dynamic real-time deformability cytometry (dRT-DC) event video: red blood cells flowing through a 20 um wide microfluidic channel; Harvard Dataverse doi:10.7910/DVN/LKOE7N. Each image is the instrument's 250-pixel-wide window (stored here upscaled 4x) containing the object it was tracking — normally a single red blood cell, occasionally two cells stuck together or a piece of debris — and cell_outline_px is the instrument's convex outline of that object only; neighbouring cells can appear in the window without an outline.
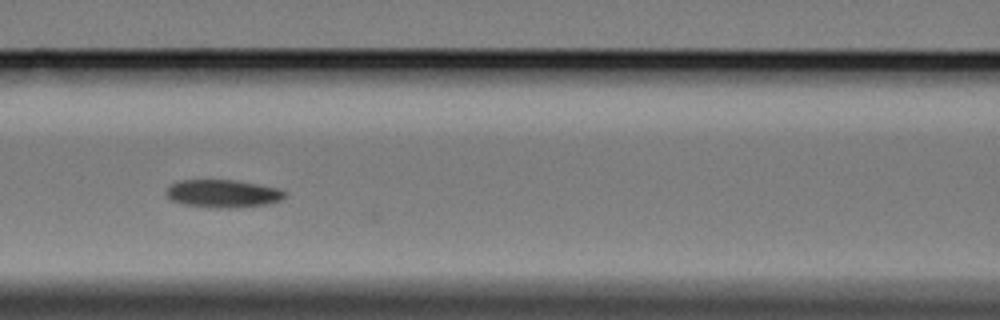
{"species": "Egyptian fruit bat (a non-hibernating species)", "species_latin": "Rousettus aegyptiacus", "temperature_condition": "cold", "stored_images_in_passage": 15, "camera_frame_rate_fps": 3000, "um_per_image_px": 0.085, "animal": {"sex": "female"}, "frame": {"image": 1, "passage_image": 7, "time_ms": 8.333, "image_size_px": [1000, 320], "cell_outline_px": [[288, 192], [280, 200], [264, 204], [236, 208], [220, 208], [184, 204], [172, 200], [164, 192], [164, 188], [168, 184], [180, 180], [236, 180], [276, 188]], "centroid_in_image_um": [18.88, 16.44], "position_along_channel_um": 147.7, "area_um2": 19.19}}
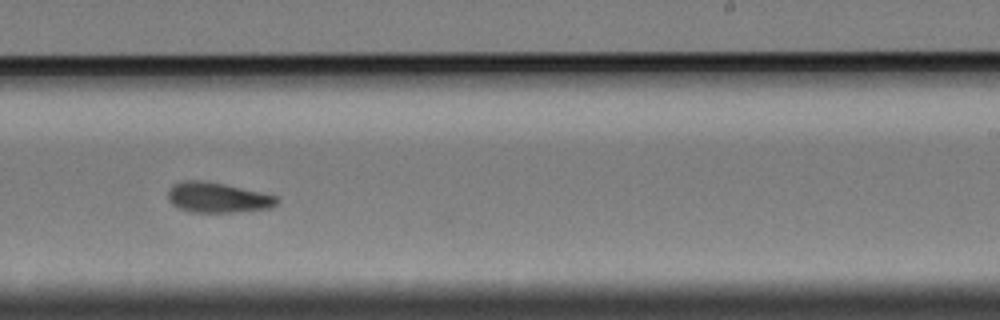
{"frame": {"image": 2, "passage_image": 10, "time_ms": 12.0, "image_size_px": [1000, 320], "cell_outline_px": [[280, 200], [272, 208], [236, 212], [188, 212], [172, 204], [168, 200], [168, 188], [172, 184], [184, 180], [200, 180], [224, 184], [280, 196]], "centroid_in_image_um": [18.51, 16.79], "position_along_channel_um": 270.5, "area_um2": 19.42}}
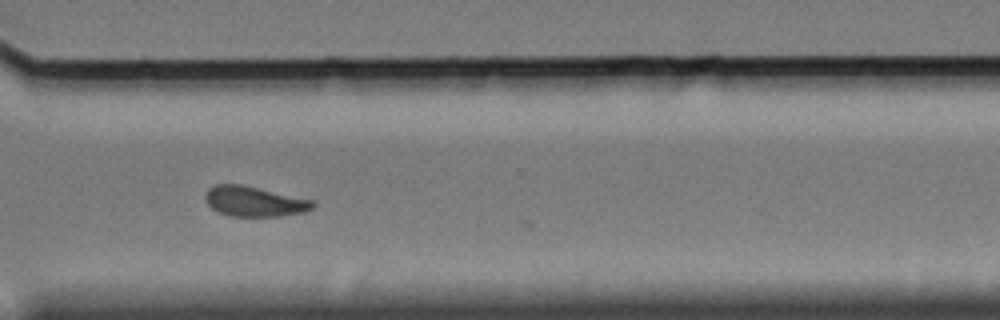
{"frame": {"image": 3, "passage_image": 12, "time_ms": 14.333, "image_size_px": [1000, 320], "cell_outline_px": [[316, 204], [312, 208], [304, 212], [280, 216], [232, 216], [220, 212], [212, 208], [208, 204], [204, 196], [208, 188], [216, 184], [240, 184], [312, 200]], "centroid_in_image_um": [21.6, 17.12], "position_along_channel_um": 349.0, "area_um2": 18.61}, "authors_computed_cell_mechanics": {"area_um2": 18.9006, "velocity_mm_per_s": 3.3648, "shape_relaxation_time_tau1_ms": null, "shape_relaxation_time_tau2_ms": 2.4871, "deformation_change_tau1": null, "deformation_change_tau2": 0.0636}}